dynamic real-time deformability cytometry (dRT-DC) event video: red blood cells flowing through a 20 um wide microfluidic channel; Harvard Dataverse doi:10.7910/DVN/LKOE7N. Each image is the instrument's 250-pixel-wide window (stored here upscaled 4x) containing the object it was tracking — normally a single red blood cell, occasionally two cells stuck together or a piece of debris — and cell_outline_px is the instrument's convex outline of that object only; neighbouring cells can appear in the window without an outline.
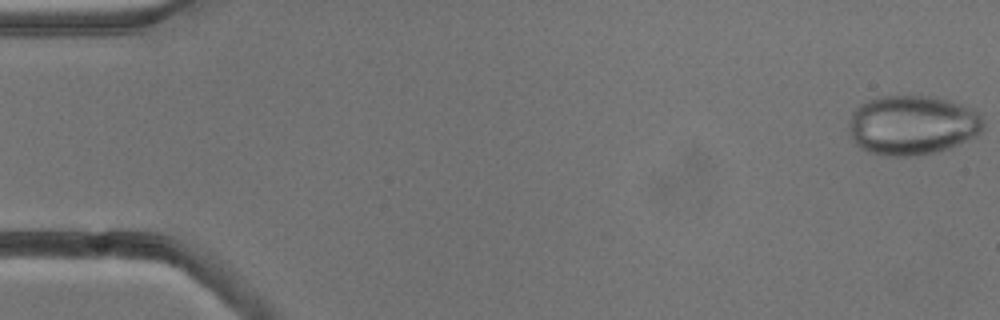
{"species": "common noctule bat (a hibernating species)", "species_latin": "Nyctalus noctula", "temperature_condition": "cold", "stored_images_in_passage": 7, "camera_frame_rate_fps": 3000, "um_per_image_px": 0.085, "animal": {"sex": "male", "body_mass_g": 13.3}, "frame": {"image": 1, "passage_image": 1, "time_ms": 0.0, "image_size_px": [1000, 320], "cell_outline_px": [[984, 128], [976, 136], [948, 148], [936, 152], [916, 156], [888, 156], [868, 152], [860, 148], [852, 140], [848, 128], [848, 124], [852, 112], [860, 104], [868, 100], [880, 96], [936, 96], [972, 108], [980, 112], [984, 124]], "centroid_in_image_um": [77.54, 10.63], "position_along_channel_um": 7.5, "area_um2": 47.11}}